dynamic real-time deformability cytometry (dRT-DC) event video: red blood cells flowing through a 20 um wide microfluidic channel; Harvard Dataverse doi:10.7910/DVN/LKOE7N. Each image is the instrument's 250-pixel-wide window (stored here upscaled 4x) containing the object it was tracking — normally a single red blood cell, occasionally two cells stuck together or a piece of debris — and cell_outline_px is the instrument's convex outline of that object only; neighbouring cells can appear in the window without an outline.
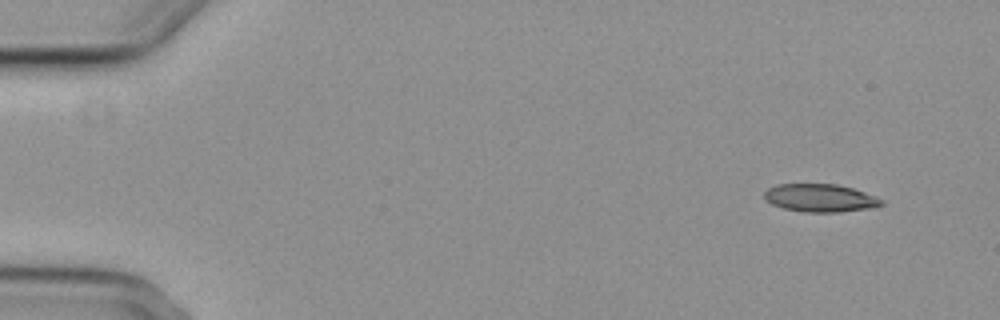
{"species": "common noctule bat (a hibernating species)", "species_latin": "Nyctalus noctula", "temperature_condition": "cold", "stored_images_in_passage": 8, "camera_frame_rate_fps": 3000, "um_per_image_px": 0.085, "animal": {"sex": "female", "body_mass_g": 29.2, "forearm_length_mm": 56.3}, "frame": {"image": 1, "passage_image": 2, "time_ms": 1.333, "image_size_px": [1000, 320], "cell_outline_px": [[884, 204], [876, 208], [840, 212], [804, 212], [784, 208], [772, 204], [764, 200], [764, 192], [768, 188], [776, 184], [836, 184], [852, 188], [864, 192], [884, 200]], "centroid_in_image_um": [69.73, 16.83], "position_along_channel_um": 15.3, "area_um2": 19.25}}
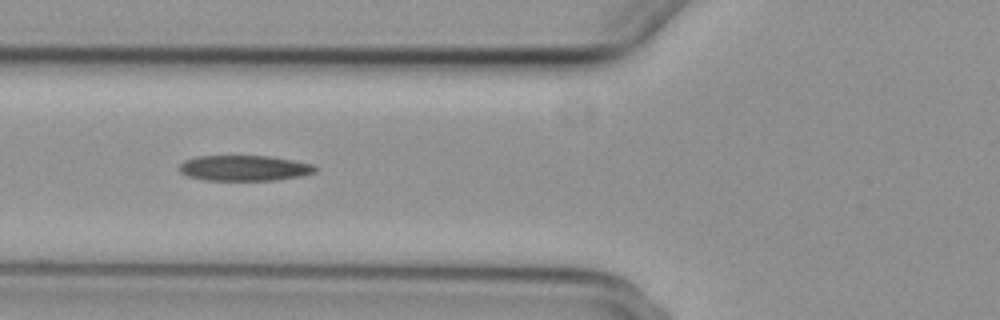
{"frame": {"image": 2, "passage_image": 7, "time_ms": 7.0, "image_size_px": [1000, 320], "cell_outline_px": [[320, 168], [316, 172], [300, 176], [276, 180], [204, 180], [188, 176], [180, 172], [176, 168], [184, 160], [196, 156], [268, 156], [292, 160], [312, 164]], "centroid_in_image_um": [20.75, 14.29], "position_along_channel_um": 105.1, "area_um2": 20.35}}
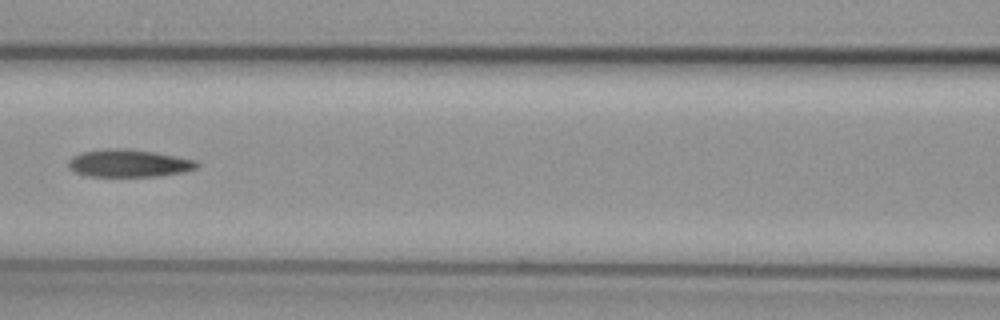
{"frame": {"image": 3, "passage_image": 8, "time_ms": 8.333, "image_size_px": [1000, 320], "cell_outline_px": [[200, 164], [196, 168], [180, 172], [160, 176], [84, 176], [68, 168], [68, 160], [72, 156], [80, 152], [108, 148], [128, 148], [176, 156], [196, 160]], "centroid_in_image_um": [10.89, 13.87], "position_along_channel_um": 155.7, "area_um2": 20.69}}